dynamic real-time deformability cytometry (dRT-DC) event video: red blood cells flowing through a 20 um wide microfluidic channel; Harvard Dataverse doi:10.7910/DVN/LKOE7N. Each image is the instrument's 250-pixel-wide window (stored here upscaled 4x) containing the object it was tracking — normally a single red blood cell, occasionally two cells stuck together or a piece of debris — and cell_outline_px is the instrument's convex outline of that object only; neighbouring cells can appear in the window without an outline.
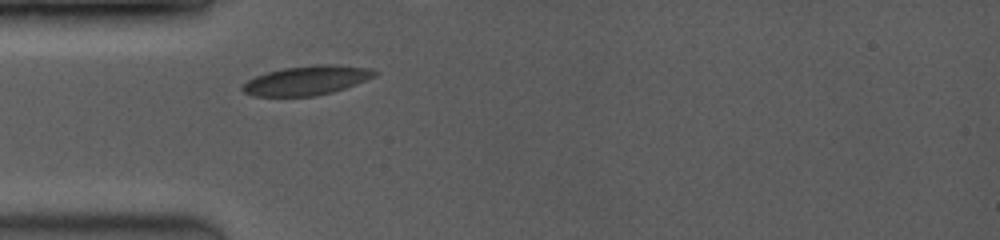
{"species": "common noctule bat (a hibernating species)", "species_latin": "Nyctalus noctula", "temperature_condition": "room temperature", "stored_images_in_passage": 24, "camera_frame_rate_fps": 3500, "um_per_image_px": 0.085, "animal": {"sex": "female", "body_mass_g": 19.0, "forearm_length_mm": 53.3}, "frame": {"image": 1, "passage_image": 1, "time_ms": 0.0, "image_size_px": [1000, 240], "cell_outline_px": [[376, 76], [356, 84], [332, 92], [316, 96], [252, 96], [244, 92], [240, 88], [248, 80], [256, 76], [268, 72], [284, 68], [312, 64], [332, 64], [368, 68], [376, 72]], "centroid_in_image_um": [26.05, 6.83], "position_along_channel_um": 58.9, "area_um2": 22.43}}
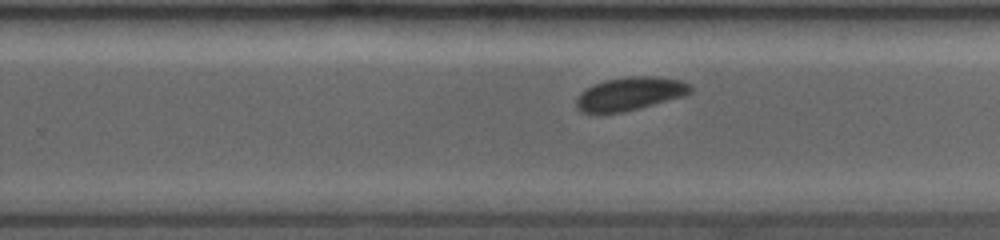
{"frame": {"image": 2, "passage_image": 15, "time_ms": 5.429, "image_size_px": [1000, 240], "cell_outline_px": [[692, 92], [684, 96], [640, 108], [624, 112], [580, 112], [576, 108], [576, 100], [580, 92], [584, 88], [592, 84], [604, 80], [628, 76], [656, 76], [684, 80], [692, 84]], "centroid_in_image_um": [53.57, 7.95], "position_along_channel_um": 276.2, "area_um2": 22.48}}
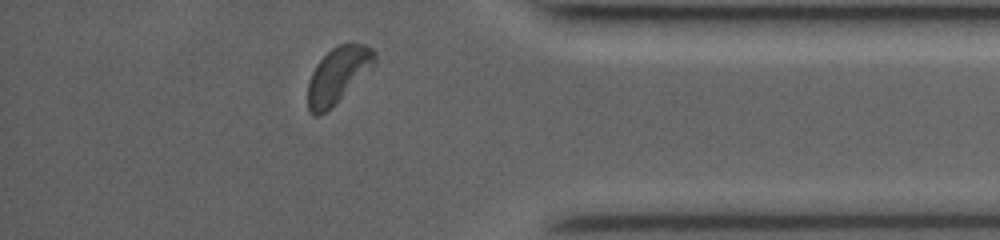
{"frame": {"image": 3, "passage_image": 23, "time_ms": 8.857, "image_size_px": [1000, 240], "cell_outline_px": [[376, 64], [332, 108], [320, 116], [316, 116], [308, 108], [308, 80], [316, 64], [332, 48], [340, 44], [352, 40], [364, 44], [372, 48], [376, 52]], "centroid_in_image_um": [28.76, 6.35], "position_along_channel_um": 406.4, "area_um2": 22.2}}